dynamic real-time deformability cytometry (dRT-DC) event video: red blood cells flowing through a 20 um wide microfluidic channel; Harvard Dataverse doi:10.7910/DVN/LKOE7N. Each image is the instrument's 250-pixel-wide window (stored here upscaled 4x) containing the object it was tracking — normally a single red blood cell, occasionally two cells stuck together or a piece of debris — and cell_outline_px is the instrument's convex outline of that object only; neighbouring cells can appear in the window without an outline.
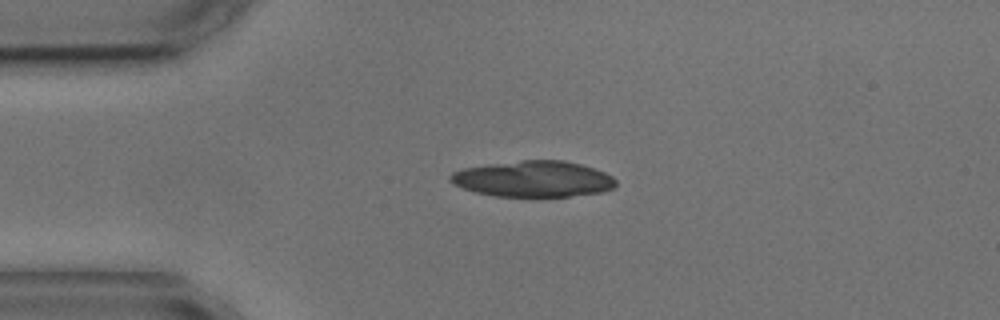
{"species": "common noctule bat (a hibernating species)", "species_latin": "Nyctalus noctula", "temperature_condition": "cold", "stored_images_in_passage": 4, "camera_frame_rate_fps": 3000, "um_per_image_px": 0.085, "animal": {"sex": "male", "body_mass_g": 17.9, "forearm_length_mm": 54.2}, "frame": {"image": 1, "passage_image": 3, "time_ms": 2.667, "image_size_px": [1000, 320], "cell_outline_px": [[616, 188], [600, 192], [568, 196], [496, 196], [476, 192], [452, 184], [448, 180], [448, 176], [452, 172], [464, 168], [488, 164], [520, 160], [564, 160], [580, 164], [604, 172], [612, 176], [616, 180]], "centroid_in_image_um": [45.31, 15.2], "position_along_channel_um": 39.7, "area_um2": 34.74}}